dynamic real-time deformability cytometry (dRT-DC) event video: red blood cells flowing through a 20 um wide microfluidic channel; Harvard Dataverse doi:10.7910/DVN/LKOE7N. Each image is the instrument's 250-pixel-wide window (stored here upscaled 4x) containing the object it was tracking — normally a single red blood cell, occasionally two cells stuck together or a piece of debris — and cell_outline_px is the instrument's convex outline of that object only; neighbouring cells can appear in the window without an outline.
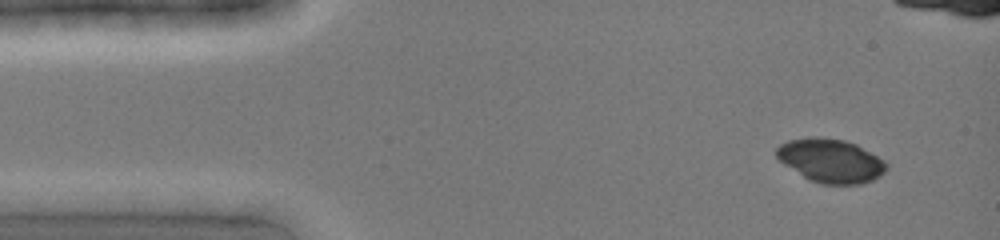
{"species": "common noctule bat (a hibernating species)", "species_latin": "Nyctalus noctula", "temperature_condition": "cold", "stored_images_in_passage": 15, "camera_frame_rate_fps": 3000, "um_per_image_px": 0.085, "animal": {"sex": "female", "body_mass_g": 19.0, "forearm_length_mm": 51.5}, "frame": {"image": 1, "passage_image": 1, "time_ms": 0.0, "image_size_px": [1000, 240], "cell_outline_px": [[888, 168], [880, 176], [872, 180], [860, 184], [820, 184], [808, 180], [784, 164], [776, 156], [776, 148], [780, 144], [788, 140], [808, 136], [820, 136], [844, 140], [856, 144], [884, 160], [888, 164]], "centroid_in_image_um": [70.6, 13.65], "position_along_channel_um": 14.4, "area_um2": 28.21}}
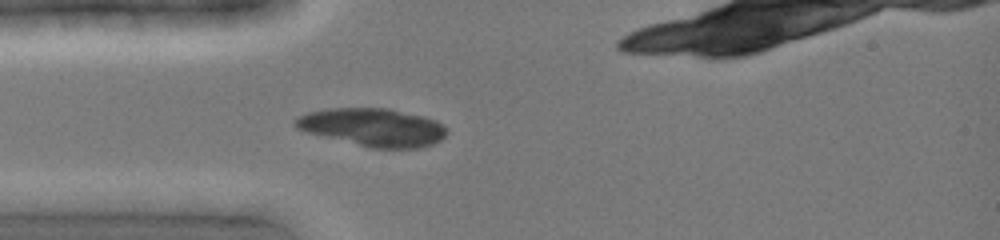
{"frame": {"image": 2, "passage_image": 9, "time_ms": 2.667, "image_size_px": [1000, 240], "cell_outline_px": [[448, 132], [440, 140], [432, 144], [420, 148], [372, 148], [308, 132], [296, 128], [292, 124], [292, 120], [296, 116], [308, 112], [328, 108], [388, 108], [424, 116], [436, 120], [444, 124], [448, 128]], "centroid_in_image_um": [31.71, 10.8], "position_along_channel_um": 53.3, "area_um2": 33.64}}